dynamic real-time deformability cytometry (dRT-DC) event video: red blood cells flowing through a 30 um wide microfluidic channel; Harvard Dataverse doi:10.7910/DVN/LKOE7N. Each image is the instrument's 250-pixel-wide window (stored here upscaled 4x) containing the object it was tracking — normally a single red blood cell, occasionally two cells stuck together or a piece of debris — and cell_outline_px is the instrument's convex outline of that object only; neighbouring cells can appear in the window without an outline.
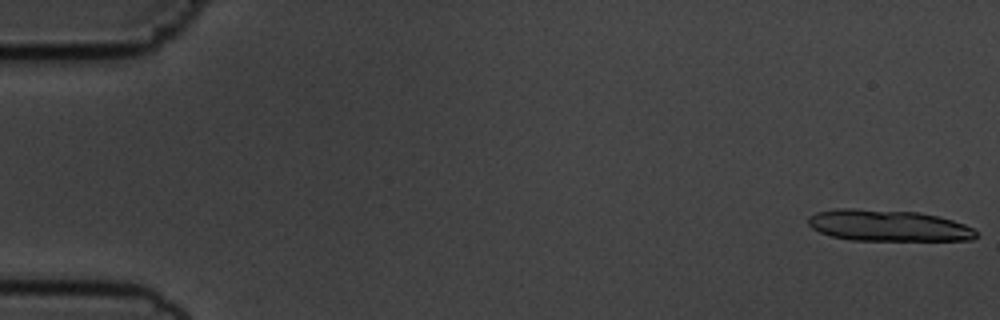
{"species": "common noctule bat (a hibernating species)", "species_latin": "Nyctalus noctula", "temperature_condition": "cold", "stored_images_in_passage": 15, "camera_frame_rate_fps": 3000, "um_per_image_px": 0.085, "animal": {"sex": "male", "body_mass_g": 19.5, "forearm_length_mm": 54.6}, "frame": {"image": 1, "passage_image": 1, "time_ms": 0.0, "image_size_px": [1000, 320], "cell_outline_px": [[980, 236], [972, 240], [852, 240], [832, 236], [820, 232], [812, 228], [808, 224], [808, 216], [816, 212], [840, 208], [852, 208], [920, 212], [940, 216], [964, 224], [972, 228]], "centroid_in_image_um": [75.5, 19.17], "position_along_channel_um": 9.5, "area_um2": 30.81}}